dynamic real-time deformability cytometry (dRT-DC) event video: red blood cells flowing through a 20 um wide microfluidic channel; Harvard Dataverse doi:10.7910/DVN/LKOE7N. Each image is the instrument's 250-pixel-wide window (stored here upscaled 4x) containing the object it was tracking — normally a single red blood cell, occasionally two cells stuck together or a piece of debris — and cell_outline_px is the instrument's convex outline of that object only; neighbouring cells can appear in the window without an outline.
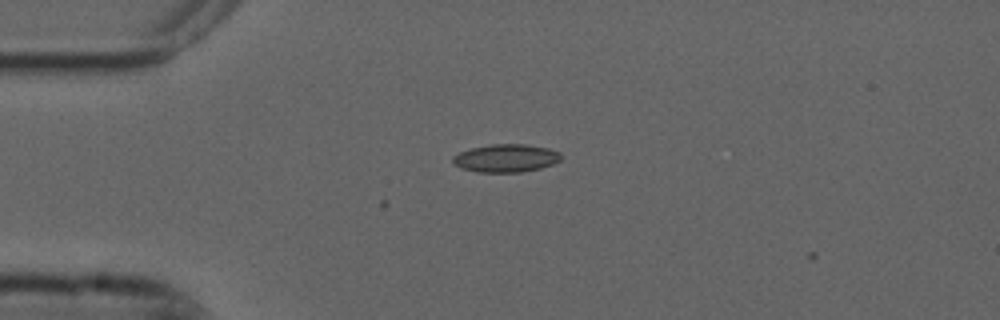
{"species": "common noctule bat (a hibernating species)", "species_latin": "Nyctalus noctula", "temperature_condition": "cold", "stored_images_in_passage": 2, "camera_frame_rate_fps": 3000, "um_per_image_px": 0.085, "animal": {"sex": "male", "forearm_length_mm": 52.5}, "frame": {"image": 1, "passage_image": 2, "time_ms": 0.333, "image_size_px": [1000, 320], "cell_outline_px": [[560, 160], [552, 164], [540, 168], [520, 172], [480, 172], [460, 168], [452, 164], [452, 156], [460, 152], [472, 148], [492, 144], [528, 144], [548, 148], [560, 152]], "centroid_in_image_um": [42.98, 13.44], "position_along_channel_um": 42.0, "area_um2": 17.63}}